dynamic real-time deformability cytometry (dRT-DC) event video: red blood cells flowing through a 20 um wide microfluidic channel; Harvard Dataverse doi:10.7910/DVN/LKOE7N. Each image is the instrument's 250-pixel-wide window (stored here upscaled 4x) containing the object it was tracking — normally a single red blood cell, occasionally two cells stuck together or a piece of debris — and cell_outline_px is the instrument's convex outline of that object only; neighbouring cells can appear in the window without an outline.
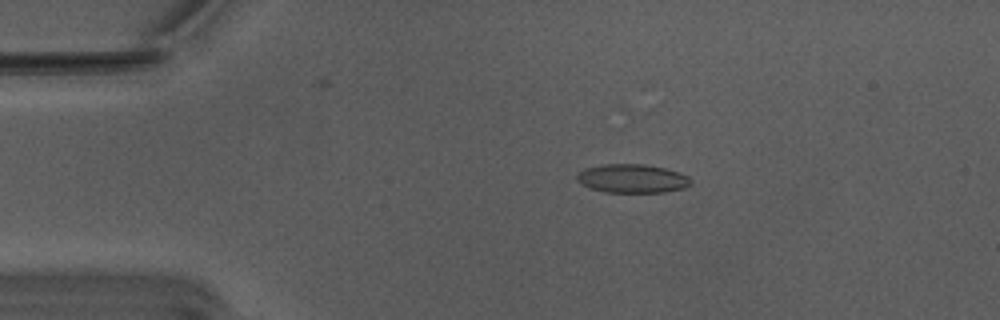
{"species": "Egyptian fruit bat (a non-hibernating species)", "species_latin": "Rousettus aegyptiacus", "temperature_condition": "warm", "stored_images_in_passage": 54, "camera_frame_rate_fps": 3000, "um_per_image_px": 0.085, "animal": {"sex": "male"}, "frame": {"image": 1, "passage_image": 9, "time_ms": 2.667, "image_size_px": [1000, 320], "cell_outline_px": [[692, 184], [684, 188], [664, 192], [608, 192], [592, 188], [576, 180], [576, 176], [584, 168], [604, 164], [644, 164], [664, 168], [688, 176], [692, 180]], "centroid_in_image_um": [53.76, 15.17], "position_along_channel_um": 31.2, "area_um2": 18.84}}
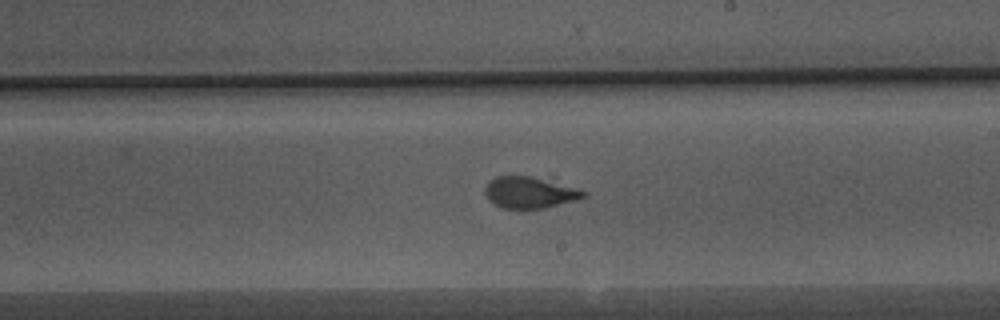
{"frame": {"image": 2, "passage_image": 30, "time_ms": 9.667, "image_size_px": [1000, 320], "cell_outline_px": [[588, 196], [544, 208], [500, 208], [492, 204], [484, 192], [484, 188], [492, 180], [500, 176], [528, 176], [576, 188], [588, 192]], "centroid_in_image_um": [44.99, 16.38], "position_along_channel_um": 244.0, "area_um2": 17.57}}
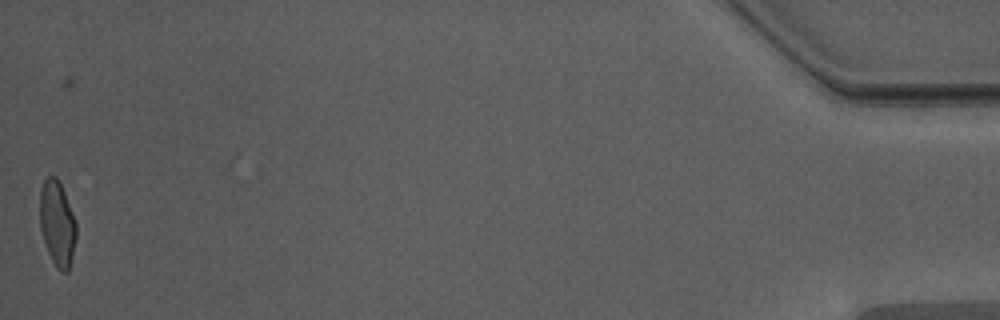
{"frame": {"image": 3, "passage_image": 53, "time_ms": 17.333, "image_size_px": [1000, 320], "cell_outline_px": [[76, 236], [72, 256], [68, 272], [60, 272], [56, 268], [48, 252], [40, 228], [40, 192], [44, 180], [48, 176], [56, 176], [60, 180], [76, 224]], "centroid_in_image_um": [4.86, 18.99], "position_along_channel_um": 430.3, "area_um2": 17.98}, "authors_computed_cell_mechanics": {"area_um2": 18.5249, "velocity_mm_per_s": 3.7632, "shape_relaxation_time_tau1_ms": 4.7445, "shape_relaxation_time_tau2_ms": null, "deformation_change_tau1": 0.1293, "deformation_change_tau2": null}}